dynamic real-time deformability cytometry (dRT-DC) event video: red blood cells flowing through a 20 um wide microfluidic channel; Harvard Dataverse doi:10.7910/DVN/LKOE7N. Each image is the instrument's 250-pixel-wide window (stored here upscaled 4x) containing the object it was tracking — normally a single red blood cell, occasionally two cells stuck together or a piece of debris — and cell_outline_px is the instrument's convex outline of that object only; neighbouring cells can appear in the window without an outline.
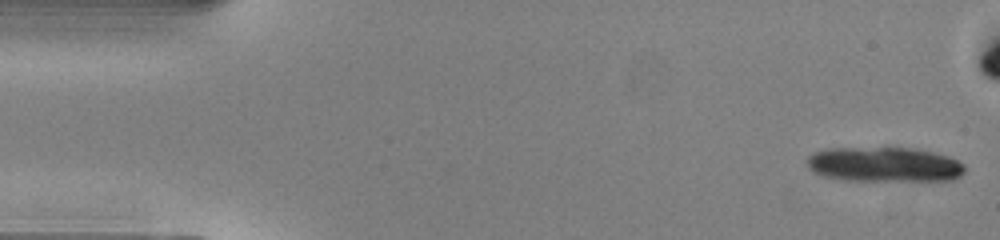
{"species": "common noctule bat (a hibernating species)", "species_latin": "Nyctalus noctula", "temperature_condition": "warm", "stored_images_in_passage": 12, "camera_frame_rate_fps": 3000, "um_per_image_px": 0.085, "animal": {"sex": "male", "body_mass_g": 13.0, "forearm_length_mm": 53.1}, "frame": {"image": 1, "passage_image": 1, "time_ms": 0.0, "image_size_px": [1000, 240], "cell_outline_px": [[964, 172], [960, 176], [952, 180], [844, 180], [824, 176], [812, 172], [808, 168], [804, 160], [812, 152], [824, 148], [916, 148], [948, 156], [964, 164]], "centroid_in_image_um": [75.09, 13.97], "position_along_channel_um": 9.9, "area_um2": 32.19}}